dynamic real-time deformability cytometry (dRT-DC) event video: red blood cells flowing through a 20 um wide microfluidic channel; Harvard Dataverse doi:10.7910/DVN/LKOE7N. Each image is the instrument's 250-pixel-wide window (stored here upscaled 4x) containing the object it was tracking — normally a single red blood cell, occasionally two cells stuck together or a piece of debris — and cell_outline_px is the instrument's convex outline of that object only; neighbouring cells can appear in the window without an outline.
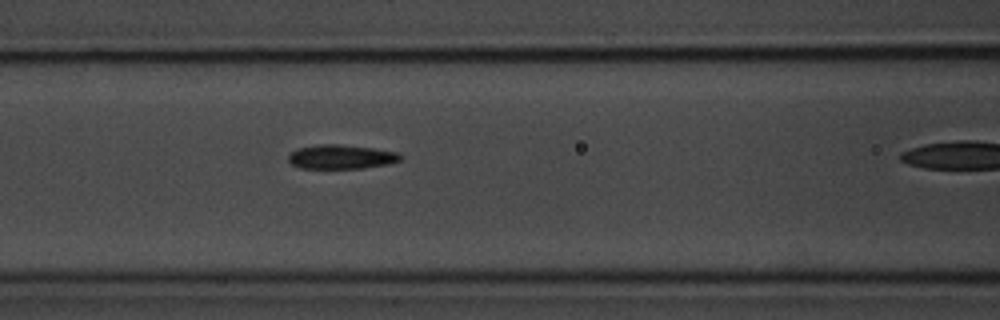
{"species": "common noctule bat (a hibernating species)", "species_latin": "Nyctalus noctula", "temperature_condition": "room temperature", "stored_images_in_passage": 4, "segment_of_instrument_passage": [1, 2], "camera_frame_rate_fps": 3000, "um_per_image_px": 0.085, "animal": {"sex": "male", "body_mass_g": 20.1, "forearm_length_mm": 53.5}, "frame": {"image": 1, "passage_image": 3, "time_ms": 2.0, "image_size_px": [1000, 320], "cell_outline_px": [[404, 156], [400, 160], [388, 164], [360, 168], [300, 168], [292, 164], [288, 160], [288, 156], [296, 148], [316, 144], [340, 144], [372, 148], [400, 152]], "centroid_in_image_um": [29.01, 13.32], "position_along_channel_um": 137.6, "area_um2": 15.9}}